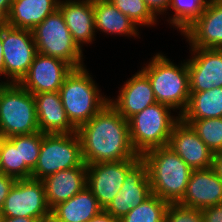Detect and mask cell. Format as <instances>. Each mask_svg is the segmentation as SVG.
<instances>
[{"mask_svg":"<svg viewBox=\"0 0 222 222\" xmlns=\"http://www.w3.org/2000/svg\"><path fill=\"white\" fill-rule=\"evenodd\" d=\"M77 134L86 165L141 159L131 144L128 120L109 102L87 123L81 125Z\"/></svg>","mask_w":222,"mask_h":222,"instance_id":"6da1fadb","label":"cell"},{"mask_svg":"<svg viewBox=\"0 0 222 222\" xmlns=\"http://www.w3.org/2000/svg\"><path fill=\"white\" fill-rule=\"evenodd\" d=\"M141 159L148 168L152 194L169 204L179 203L193 169L168 146L148 150Z\"/></svg>","mask_w":222,"mask_h":222,"instance_id":"7a4b0ae2","label":"cell"},{"mask_svg":"<svg viewBox=\"0 0 222 222\" xmlns=\"http://www.w3.org/2000/svg\"><path fill=\"white\" fill-rule=\"evenodd\" d=\"M86 67L72 69L60 90L61 102L70 123L78 129L96 115L107 103Z\"/></svg>","mask_w":222,"mask_h":222,"instance_id":"3957f363","label":"cell"},{"mask_svg":"<svg viewBox=\"0 0 222 222\" xmlns=\"http://www.w3.org/2000/svg\"><path fill=\"white\" fill-rule=\"evenodd\" d=\"M151 59L141 70L148 76L156 101L179 110L181 116L190 96L187 61L175 65L161 53Z\"/></svg>","mask_w":222,"mask_h":222,"instance_id":"277c9868","label":"cell"},{"mask_svg":"<svg viewBox=\"0 0 222 222\" xmlns=\"http://www.w3.org/2000/svg\"><path fill=\"white\" fill-rule=\"evenodd\" d=\"M171 107L156 102L132 116L129 122L130 140L136 153L168 146L174 125L180 116H172Z\"/></svg>","mask_w":222,"mask_h":222,"instance_id":"5b68a950","label":"cell"},{"mask_svg":"<svg viewBox=\"0 0 222 222\" xmlns=\"http://www.w3.org/2000/svg\"><path fill=\"white\" fill-rule=\"evenodd\" d=\"M39 132L34 95L18 83L0 92V134L4 138Z\"/></svg>","mask_w":222,"mask_h":222,"instance_id":"8992f818","label":"cell"},{"mask_svg":"<svg viewBox=\"0 0 222 222\" xmlns=\"http://www.w3.org/2000/svg\"><path fill=\"white\" fill-rule=\"evenodd\" d=\"M31 31L38 53L60 59L73 69L85 66L82 48L73 40L59 9Z\"/></svg>","mask_w":222,"mask_h":222,"instance_id":"52a82bcc","label":"cell"},{"mask_svg":"<svg viewBox=\"0 0 222 222\" xmlns=\"http://www.w3.org/2000/svg\"><path fill=\"white\" fill-rule=\"evenodd\" d=\"M78 166H87L82 158L81 141L77 132L71 134H44L39 157L31 178L45 177Z\"/></svg>","mask_w":222,"mask_h":222,"instance_id":"ba28073f","label":"cell"},{"mask_svg":"<svg viewBox=\"0 0 222 222\" xmlns=\"http://www.w3.org/2000/svg\"><path fill=\"white\" fill-rule=\"evenodd\" d=\"M4 217H32L38 222H48L51 209L45 198L42 180L33 178L17 179L5 199Z\"/></svg>","mask_w":222,"mask_h":222,"instance_id":"9c48e42d","label":"cell"},{"mask_svg":"<svg viewBox=\"0 0 222 222\" xmlns=\"http://www.w3.org/2000/svg\"><path fill=\"white\" fill-rule=\"evenodd\" d=\"M4 77L8 83H19L26 75L37 52L31 30L2 27Z\"/></svg>","mask_w":222,"mask_h":222,"instance_id":"30bf717a","label":"cell"},{"mask_svg":"<svg viewBox=\"0 0 222 222\" xmlns=\"http://www.w3.org/2000/svg\"><path fill=\"white\" fill-rule=\"evenodd\" d=\"M139 160L126 159L87 165V187L103 210L120 192L127 172Z\"/></svg>","mask_w":222,"mask_h":222,"instance_id":"8fae6325","label":"cell"},{"mask_svg":"<svg viewBox=\"0 0 222 222\" xmlns=\"http://www.w3.org/2000/svg\"><path fill=\"white\" fill-rule=\"evenodd\" d=\"M152 195L148 168L140 159L126 174L120 192L104 209L117 219H122L134 207L139 206Z\"/></svg>","mask_w":222,"mask_h":222,"instance_id":"7c38bea8","label":"cell"},{"mask_svg":"<svg viewBox=\"0 0 222 222\" xmlns=\"http://www.w3.org/2000/svg\"><path fill=\"white\" fill-rule=\"evenodd\" d=\"M72 69L60 59L37 53L26 75L18 84L33 95L59 91Z\"/></svg>","mask_w":222,"mask_h":222,"instance_id":"4fadbf2b","label":"cell"},{"mask_svg":"<svg viewBox=\"0 0 222 222\" xmlns=\"http://www.w3.org/2000/svg\"><path fill=\"white\" fill-rule=\"evenodd\" d=\"M187 59L190 92L222 87V49L190 47Z\"/></svg>","mask_w":222,"mask_h":222,"instance_id":"5bb4252c","label":"cell"},{"mask_svg":"<svg viewBox=\"0 0 222 222\" xmlns=\"http://www.w3.org/2000/svg\"><path fill=\"white\" fill-rule=\"evenodd\" d=\"M168 147L192 169L211 168L213 152L193 128L181 119L172 129Z\"/></svg>","mask_w":222,"mask_h":222,"instance_id":"9a60e30c","label":"cell"},{"mask_svg":"<svg viewBox=\"0 0 222 222\" xmlns=\"http://www.w3.org/2000/svg\"><path fill=\"white\" fill-rule=\"evenodd\" d=\"M182 35L191 47L222 49V0H211Z\"/></svg>","mask_w":222,"mask_h":222,"instance_id":"2e32d148","label":"cell"},{"mask_svg":"<svg viewBox=\"0 0 222 222\" xmlns=\"http://www.w3.org/2000/svg\"><path fill=\"white\" fill-rule=\"evenodd\" d=\"M179 204L199 210L222 204V179L211 168L193 169Z\"/></svg>","mask_w":222,"mask_h":222,"instance_id":"e0dca14e","label":"cell"},{"mask_svg":"<svg viewBox=\"0 0 222 222\" xmlns=\"http://www.w3.org/2000/svg\"><path fill=\"white\" fill-rule=\"evenodd\" d=\"M108 102L126 119L129 120L144 108L155 104L156 98L148 76L140 70L124 82L116 100Z\"/></svg>","mask_w":222,"mask_h":222,"instance_id":"ac0fdd59","label":"cell"},{"mask_svg":"<svg viewBox=\"0 0 222 222\" xmlns=\"http://www.w3.org/2000/svg\"><path fill=\"white\" fill-rule=\"evenodd\" d=\"M58 9L80 48L95 41L93 0H59Z\"/></svg>","mask_w":222,"mask_h":222,"instance_id":"d6986e66","label":"cell"},{"mask_svg":"<svg viewBox=\"0 0 222 222\" xmlns=\"http://www.w3.org/2000/svg\"><path fill=\"white\" fill-rule=\"evenodd\" d=\"M34 100L41 133L71 134L77 132L66 115L58 91L34 94Z\"/></svg>","mask_w":222,"mask_h":222,"instance_id":"ffe728a7","label":"cell"},{"mask_svg":"<svg viewBox=\"0 0 222 222\" xmlns=\"http://www.w3.org/2000/svg\"><path fill=\"white\" fill-rule=\"evenodd\" d=\"M50 209L67 201L87 186V166L61 170L42 179Z\"/></svg>","mask_w":222,"mask_h":222,"instance_id":"44dd1931","label":"cell"},{"mask_svg":"<svg viewBox=\"0 0 222 222\" xmlns=\"http://www.w3.org/2000/svg\"><path fill=\"white\" fill-rule=\"evenodd\" d=\"M103 209L97 198L86 186L67 201L57 204L51 209V222H88Z\"/></svg>","mask_w":222,"mask_h":222,"instance_id":"7402d4cb","label":"cell"},{"mask_svg":"<svg viewBox=\"0 0 222 222\" xmlns=\"http://www.w3.org/2000/svg\"><path fill=\"white\" fill-rule=\"evenodd\" d=\"M59 0H13L7 25L33 30L49 14L58 9Z\"/></svg>","mask_w":222,"mask_h":222,"instance_id":"603a6c76","label":"cell"},{"mask_svg":"<svg viewBox=\"0 0 222 222\" xmlns=\"http://www.w3.org/2000/svg\"><path fill=\"white\" fill-rule=\"evenodd\" d=\"M95 32L138 36V26L109 0H93Z\"/></svg>","mask_w":222,"mask_h":222,"instance_id":"cb8c5ba5","label":"cell"},{"mask_svg":"<svg viewBox=\"0 0 222 222\" xmlns=\"http://www.w3.org/2000/svg\"><path fill=\"white\" fill-rule=\"evenodd\" d=\"M222 117V87L190 92L188 105L181 120H201Z\"/></svg>","mask_w":222,"mask_h":222,"instance_id":"d4e9b609","label":"cell"},{"mask_svg":"<svg viewBox=\"0 0 222 222\" xmlns=\"http://www.w3.org/2000/svg\"><path fill=\"white\" fill-rule=\"evenodd\" d=\"M0 173L17 179L31 178L32 170L20 164L19 135L3 138L0 143Z\"/></svg>","mask_w":222,"mask_h":222,"instance_id":"484cf974","label":"cell"},{"mask_svg":"<svg viewBox=\"0 0 222 222\" xmlns=\"http://www.w3.org/2000/svg\"><path fill=\"white\" fill-rule=\"evenodd\" d=\"M211 0H171L169 8L174 15L167 20L181 34L204 12Z\"/></svg>","mask_w":222,"mask_h":222,"instance_id":"4316f807","label":"cell"},{"mask_svg":"<svg viewBox=\"0 0 222 222\" xmlns=\"http://www.w3.org/2000/svg\"><path fill=\"white\" fill-rule=\"evenodd\" d=\"M169 203L152 194L146 201L129 211L120 222H165Z\"/></svg>","mask_w":222,"mask_h":222,"instance_id":"83f0119b","label":"cell"},{"mask_svg":"<svg viewBox=\"0 0 222 222\" xmlns=\"http://www.w3.org/2000/svg\"><path fill=\"white\" fill-rule=\"evenodd\" d=\"M182 121L193 128L213 153L222 151V117Z\"/></svg>","mask_w":222,"mask_h":222,"instance_id":"f1b7e54d","label":"cell"},{"mask_svg":"<svg viewBox=\"0 0 222 222\" xmlns=\"http://www.w3.org/2000/svg\"><path fill=\"white\" fill-rule=\"evenodd\" d=\"M137 26L157 24V17L150 11L144 0H109Z\"/></svg>","mask_w":222,"mask_h":222,"instance_id":"f546056e","label":"cell"},{"mask_svg":"<svg viewBox=\"0 0 222 222\" xmlns=\"http://www.w3.org/2000/svg\"><path fill=\"white\" fill-rule=\"evenodd\" d=\"M43 133L19 135L20 164H26L33 170L37 164Z\"/></svg>","mask_w":222,"mask_h":222,"instance_id":"4dcf8cb0","label":"cell"},{"mask_svg":"<svg viewBox=\"0 0 222 222\" xmlns=\"http://www.w3.org/2000/svg\"><path fill=\"white\" fill-rule=\"evenodd\" d=\"M165 222H204L202 211L179 203H170Z\"/></svg>","mask_w":222,"mask_h":222,"instance_id":"1f68e13d","label":"cell"},{"mask_svg":"<svg viewBox=\"0 0 222 222\" xmlns=\"http://www.w3.org/2000/svg\"><path fill=\"white\" fill-rule=\"evenodd\" d=\"M201 211L204 222H222V204L206 207Z\"/></svg>","mask_w":222,"mask_h":222,"instance_id":"d6a6232c","label":"cell"},{"mask_svg":"<svg viewBox=\"0 0 222 222\" xmlns=\"http://www.w3.org/2000/svg\"><path fill=\"white\" fill-rule=\"evenodd\" d=\"M15 181L14 177L0 173V209L3 208L5 199Z\"/></svg>","mask_w":222,"mask_h":222,"instance_id":"836d02e7","label":"cell"},{"mask_svg":"<svg viewBox=\"0 0 222 222\" xmlns=\"http://www.w3.org/2000/svg\"><path fill=\"white\" fill-rule=\"evenodd\" d=\"M150 11L157 17L159 14L166 13L169 9L171 0H144Z\"/></svg>","mask_w":222,"mask_h":222,"instance_id":"e575fe53","label":"cell"},{"mask_svg":"<svg viewBox=\"0 0 222 222\" xmlns=\"http://www.w3.org/2000/svg\"><path fill=\"white\" fill-rule=\"evenodd\" d=\"M211 169L222 179V151L213 153Z\"/></svg>","mask_w":222,"mask_h":222,"instance_id":"d590c367","label":"cell"},{"mask_svg":"<svg viewBox=\"0 0 222 222\" xmlns=\"http://www.w3.org/2000/svg\"><path fill=\"white\" fill-rule=\"evenodd\" d=\"M88 222H120V220L103 210Z\"/></svg>","mask_w":222,"mask_h":222,"instance_id":"8d00e7d4","label":"cell"},{"mask_svg":"<svg viewBox=\"0 0 222 222\" xmlns=\"http://www.w3.org/2000/svg\"><path fill=\"white\" fill-rule=\"evenodd\" d=\"M2 222H38L32 217H3Z\"/></svg>","mask_w":222,"mask_h":222,"instance_id":"74e56055","label":"cell"},{"mask_svg":"<svg viewBox=\"0 0 222 222\" xmlns=\"http://www.w3.org/2000/svg\"><path fill=\"white\" fill-rule=\"evenodd\" d=\"M13 0H0V12L7 18Z\"/></svg>","mask_w":222,"mask_h":222,"instance_id":"f35d334b","label":"cell"},{"mask_svg":"<svg viewBox=\"0 0 222 222\" xmlns=\"http://www.w3.org/2000/svg\"><path fill=\"white\" fill-rule=\"evenodd\" d=\"M0 74L4 75V58L2 47V28L0 29Z\"/></svg>","mask_w":222,"mask_h":222,"instance_id":"ab89813d","label":"cell"},{"mask_svg":"<svg viewBox=\"0 0 222 222\" xmlns=\"http://www.w3.org/2000/svg\"><path fill=\"white\" fill-rule=\"evenodd\" d=\"M7 25V18L0 12V29Z\"/></svg>","mask_w":222,"mask_h":222,"instance_id":"60d3db41","label":"cell"},{"mask_svg":"<svg viewBox=\"0 0 222 222\" xmlns=\"http://www.w3.org/2000/svg\"><path fill=\"white\" fill-rule=\"evenodd\" d=\"M0 76H1V74H0ZM7 84H8L7 81L3 82V81L1 80V82H0V92H1V90H2Z\"/></svg>","mask_w":222,"mask_h":222,"instance_id":"b9f144b4","label":"cell"},{"mask_svg":"<svg viewBox=\"0 0 222 222\" xmlns=\"http://www.w3.org/2000/svg\"><path fill=\"white\" fill-rule=\"evenodd\" d=\"M3 213H2V209H0V222H2V220H3Z\"/></svg>","mask_w":222,"mask_h":222,"instance_id":"7bdbcfd3","label":"cell"},{"mask_svg":"<svg viewBox=\"0 0 222 222\" xmlns=\"http://www.w3.org/2000/svg\"><path fill=\"white\" fill-rule=\"evenodd\" d=\"M3 138H4V137L0 134V143H1V141H2Z\"/></svg>","mask_w":222,"mask_h":222,"instance_id":"ee69618b","label":"cell"}]
</instances>
